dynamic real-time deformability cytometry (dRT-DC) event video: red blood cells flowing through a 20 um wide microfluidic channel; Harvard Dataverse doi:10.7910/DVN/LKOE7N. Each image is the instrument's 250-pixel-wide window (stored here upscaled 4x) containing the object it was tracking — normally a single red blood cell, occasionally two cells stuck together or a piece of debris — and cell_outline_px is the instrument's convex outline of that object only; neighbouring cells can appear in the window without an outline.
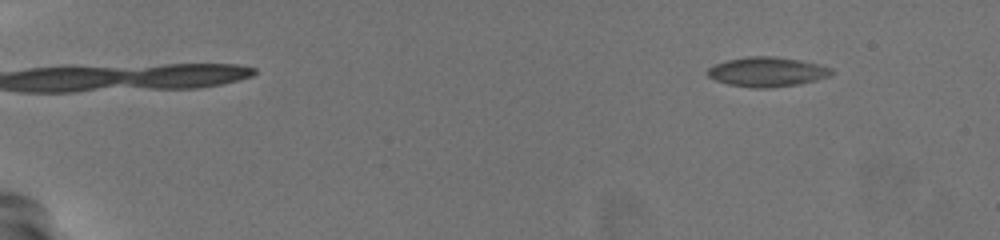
{"species": "common noctule bat (a hibernating species)", "species_latin": "Nyctalus noctula", "temperature_condition": "warm", "stored_images_in_passage": 37, "camera_frame_rate_fps": 3000, "um_per_image_px": 0.085, "animal": {"sex": "female", "body_mass_g": 19.5, "forearm_length_mm": 54.1}, "frame": {"image": 1, "passage_image": 1, "time_ms": 0.0, "image_size_px": [1000, 240], "cell_outline_px": [[832, 76], [800, 84], [764, 88], [752, 88], [728, 84], [716, 80], [708, 76], [708, 68], [716, 64], [728, 60], [748, 56], [772, 56], [800, 60], [820, 64], [832, 68]], "centroid_in_image_um": [65.24, 6.11], "position_along_channel_um": 19.8, "area_um2": 21.33}}
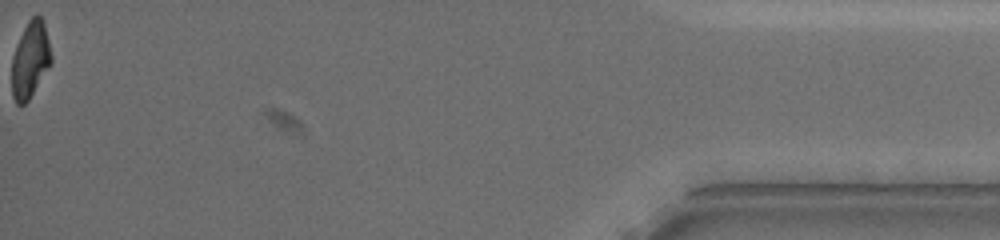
{"frame": {"image": 2, "passage_image": 37, "time_ms": 12.0, "image_size_px": [1000, 240], "cell_outline_px": [[52, 64], [28, 100], [24, 104], [16, 104], [12, 96], [12, 56], [20, 36], [28, 20], [36, 12], [40, 16], [44, 24], [52, 56]], "centroid_in_image_um": [2.58, 5.08], "position_along_channel_um": 432.6, "area_um2": 17.57}, "authors_computed_cell_mechanics": {"area_um2": 19.4208, "velocity_mm_per_s": 3.7419, "shape_relaxation_time_tau1_ms": 2.9986, "shape_relaxation_time_tau2_ms": 3.5975, "deformation_change_tau1": 0.158, "deformation_change_tau2": 0.1069}}